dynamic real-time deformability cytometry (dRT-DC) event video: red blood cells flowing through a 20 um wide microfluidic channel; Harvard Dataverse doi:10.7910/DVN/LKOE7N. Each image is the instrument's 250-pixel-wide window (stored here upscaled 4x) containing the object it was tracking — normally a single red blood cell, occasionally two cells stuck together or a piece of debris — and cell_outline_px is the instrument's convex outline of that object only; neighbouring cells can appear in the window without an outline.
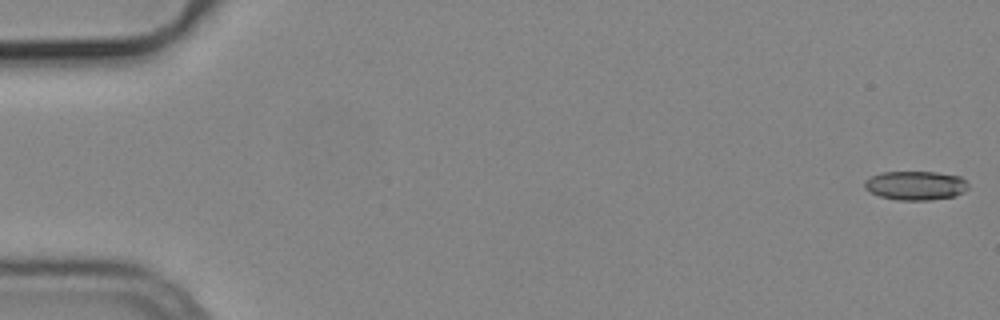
{"species": "common noctule bat (a hibernating species)", "species_latin": "Nyctalus noctula", "temperature_condition": "cold", "stored_images_in_passage": 5, "camera_frame_rate_fps": 3000, "um_per_image_px": 0.085, "animal": {"sex": "male", "body_mass_g": 19.2, "forearm_length_mm": 51.8}, "frame": {"image": 1, "passage_image": 1, "time_ms": 0.0, "image_size_px": [1000, 320], "cell_outline_px": [[968, 188], [964, 192], [956, 196], [928, 200], [896, 200], [880, 196], [864, 188], [864, 180], [880, 172], [936, 172], [960, 176], [968, 184]], "centroid_in_image_um": [77.83, 15.77], "position_along_channel_um": 7.2, "area_um2": 17.57}}